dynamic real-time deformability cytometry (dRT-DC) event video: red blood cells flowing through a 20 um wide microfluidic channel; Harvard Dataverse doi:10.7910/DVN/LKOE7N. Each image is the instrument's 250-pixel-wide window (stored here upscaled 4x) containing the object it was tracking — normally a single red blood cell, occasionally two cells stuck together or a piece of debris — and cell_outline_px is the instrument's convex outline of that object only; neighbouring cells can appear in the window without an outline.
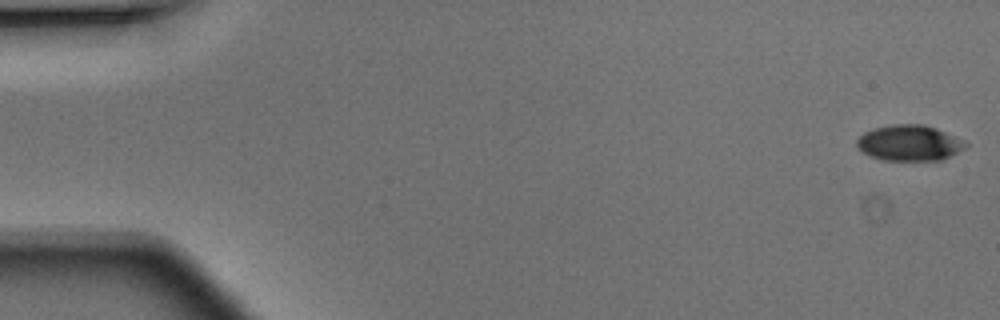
{"species": "Egyptian fruit bat (a non-hibernating species)", "species_latin": "Rousettus aegyptiacus", "temperature_condition": "warm", "stored_images_in_passage": 48, "camera_frame_rate_fps": 3000, "um_per_image_px": 0.085, "animal": {"sex": "male"}, "frame": {"image": 1, "passage_image": 1, "time_ms": 0.0, "image_size_px": [1000, 320], "cell_outline_px": [[968, 144], [964, 148], [940, 160], [884, 160], [872, 156], [856, 148], [856, 140], [864, 132], [876, 128], [892, 124], [924, 124], [936, 128]], "centroid_in_image_um": [77.23, 12.14], "position_along_channel_um": 7.8, "area_um2": 22.2}}
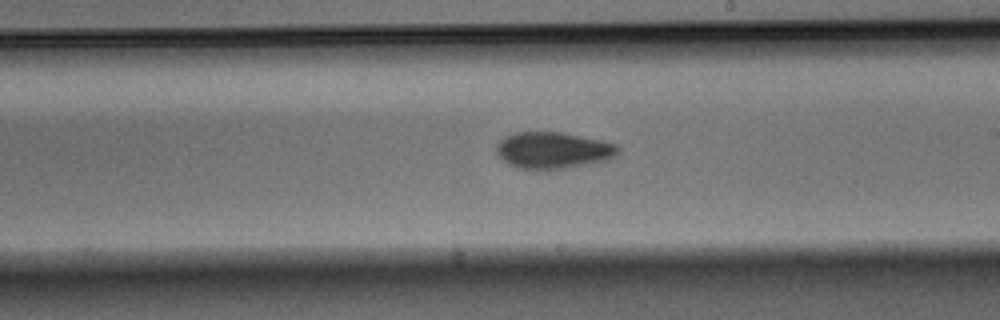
{"frame": {"image": 2, "passage_image": 28, "time_ms": 9.0, "image_size_px": [1000, 320], "cell_outline_px": [[620, 152], [608, 160], [588, 164], [564, 168], [516, 168], [508, 164], [496, 152], [496, 144], [504, 136], [516, 132], [560, 132], [600, 140], [616, 144], [620, 148]], "centroid_in_image_um": [47.01, 12.76], "position_along_channel_um": 242.0, "area_um2": 25.66}}
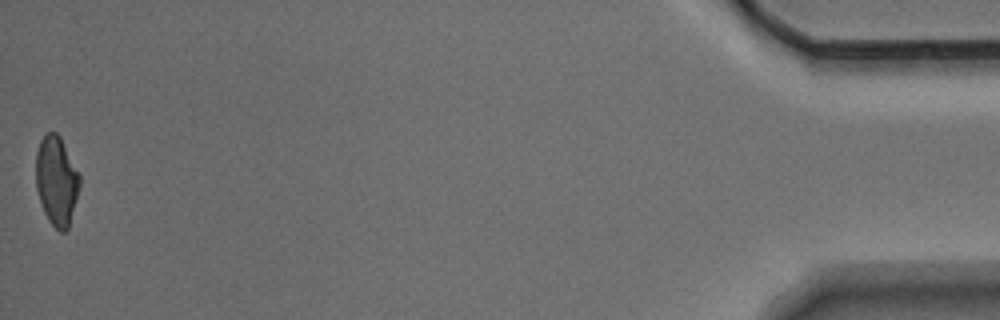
{"frame": {"image": 3, "passage_image": 48, "time_ms": 15.667, "image_size_px": [1000, 320], "cell_outline_px": [[80, 184], [68, 228], [64, 232], [60, 232], [48, 220], [44, 212], [36, 188], [36, 152], [40, 140], [48, 132], [56, 132], [60, 136], [80, 176]], "centroid_in_image_um": [4.79, 15.35], "position_along_channel_um": 430.4, "area_um2": 22.48}}